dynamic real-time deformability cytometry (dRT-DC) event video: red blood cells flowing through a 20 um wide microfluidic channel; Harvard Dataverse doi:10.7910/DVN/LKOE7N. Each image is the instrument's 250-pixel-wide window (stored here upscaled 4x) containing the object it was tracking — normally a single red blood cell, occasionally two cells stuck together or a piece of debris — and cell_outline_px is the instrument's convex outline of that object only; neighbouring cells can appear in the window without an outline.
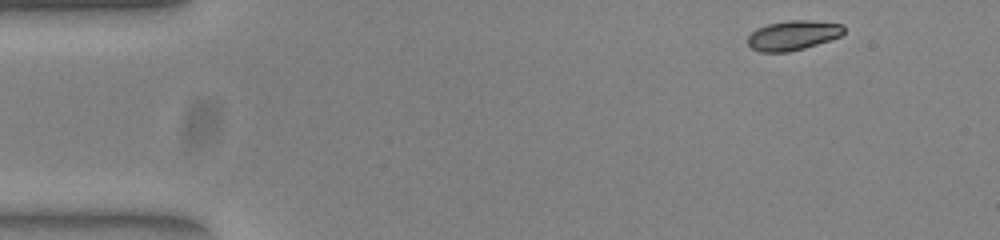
{"species": "common noctule bat (a hibernating species)", "species_latin": "Nyctalus noctula", "temperature_condition": "warm", "stored_images_in_passage": 48, "camera_frame_rate_fps": 3000, "um_per_image_px": 0.085, "animal": {"sex": "female", "body_mass_g": 23.0, "forearm_length_mm": 53.4}, "frame": {"image": 1, "passage_image": 1, "time_ms": 0.0, "image_size_px": [1000, 240], "cell_outline_px": [[844, 32], [840, 36], [804, 48], [788, 52], [760, 52], [752, 48], [748, 44], [748, 36], [756, 28], [768, 24], [788, 20], [808, 20], [844, 24]], "centroid_in_image_um": [67.39, 3.0], "position_along_channel_um": 17.6, "area_um2": 16.53}}
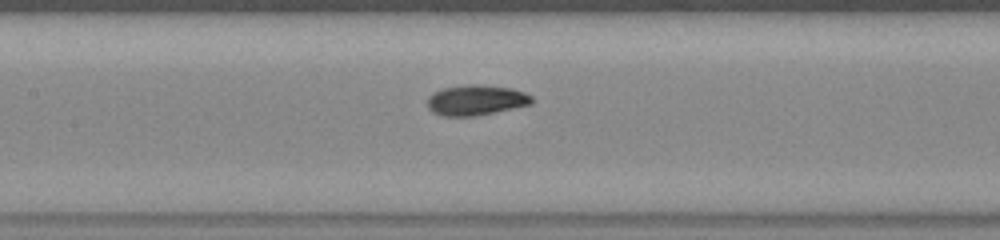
{"frame": {"image": 2, "passage_image": 20, "time_ms": 6.333, "image_size_px": [1000, 240], "cell_outline_px": [[532, 104], [472, 116], [448, 116], [432, 112], [428, 108], [428, 100], [436, 92], [444, 88], [464, 84], [484, 84], [512, 88], [524, 92], [532, 96]], "centroid_in_image_um": [40.49, 8.49], "position_along_channel_um": 166.9, "area_um2": 18.21}}
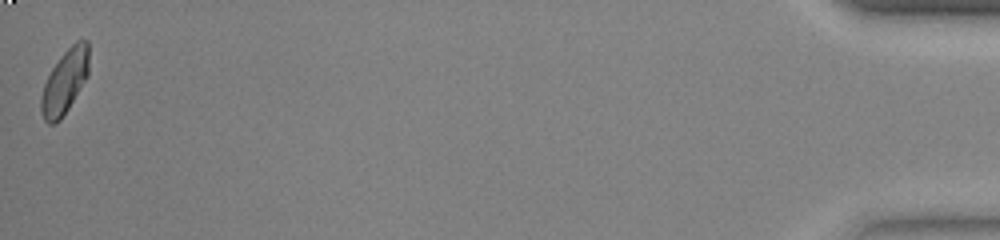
{"frame": {"image": 3, "passage_image": 48, "time_ms": 15.667, "image_size_px": [1000, 240], "cell_outline_px": [[88, 76], [68, 108], [60, 120], [56, 124], [48, 124], [44, 120], [40, 112], [40, 96], [44, 84], [52, 68], [60, 56], [76, 40], [88, 40]], "centroid_in_image_um": [5.48, 6.96], "position_along_channel_um": 429.7, "area_um2": 17.86}, "authors_computed_cell_mechanics": {"area_um2": 17.4267, "velocity_mm_per_s": 3.9025, "shape_relaxation_time_tau1_ms": 4.9259, "shape_relaxation_time_tau2_ms": 1.7372, "deformation_change_tau1": 0.2013, "deformation_change_tau2": 0.0499}}